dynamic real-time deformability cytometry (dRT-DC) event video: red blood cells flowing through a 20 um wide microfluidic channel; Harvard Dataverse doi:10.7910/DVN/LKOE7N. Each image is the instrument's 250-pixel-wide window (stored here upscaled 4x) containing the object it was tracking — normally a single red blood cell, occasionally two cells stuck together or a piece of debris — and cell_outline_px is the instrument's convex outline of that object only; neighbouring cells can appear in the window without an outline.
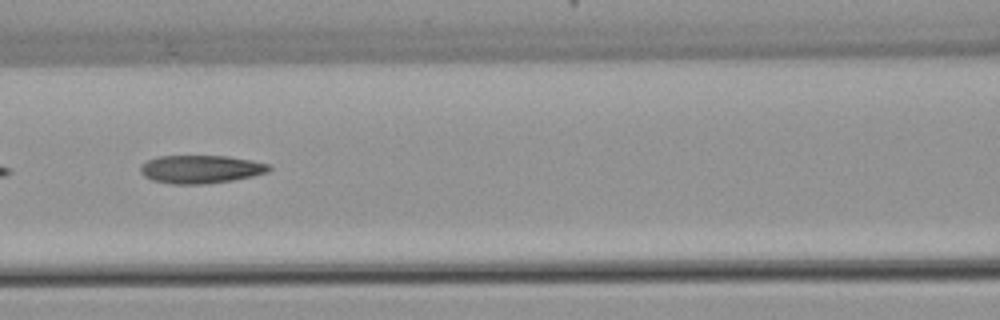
{"species": "common noctule bat (a hibernating species)", "species_latin": "Nyctalus noctula", "temperature_condition": "warm", "stored_images_in_passage": 7, "camera_frame_rate_fps": 3000, "um_per_image_px": 0.085, "animal": {"sex": "female", "body_mass_g": 22.7, "forearm_length_mm": 54.2}, "frame": {"image": 1, "passage_image": 5, "time_ms": 5.0, "image_size_px": [1000, 320], "cell_outline_px": [[272, 168], [268, 172], [252, 176], [232, 180], [204, 184], [172, 184], [152, 180], [144, 176], [140, 172], [140, 164], [156, 156], [228, 156], [252, 160], [272, 164]], "centroid_in_image_um": [17.07, 14.38], "position_along_channel_um": 149.5, "area_um2": 21.27}}
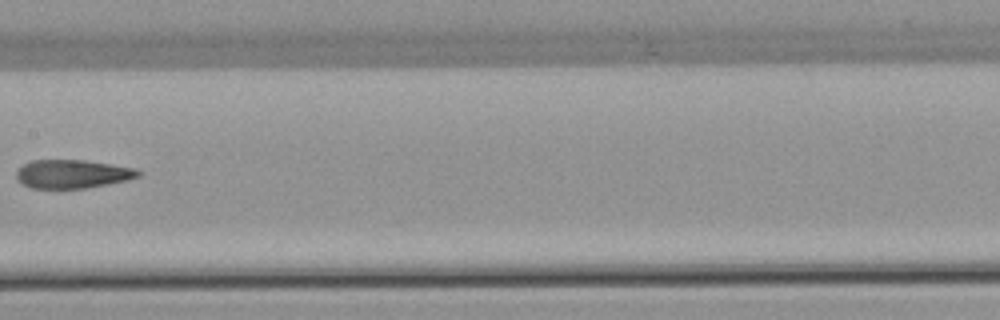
{"frame": {"image": 2, "passage_image": 6, "time_ms": 6.333, "image_size_px": [1000, 320], "cell_outline_px": [[140, 176], [128, 180], [108, 184], [84, 188], [28, 188], [20, 184], [16, 180], [16, 172], [24, 164], [32, 160], [84, 160], [136, 168], [140, 172]], "centroid_in_image_um": [6.13, 14.79], "position_along_channel_um": 201.3, "area_um2": 20.35}}
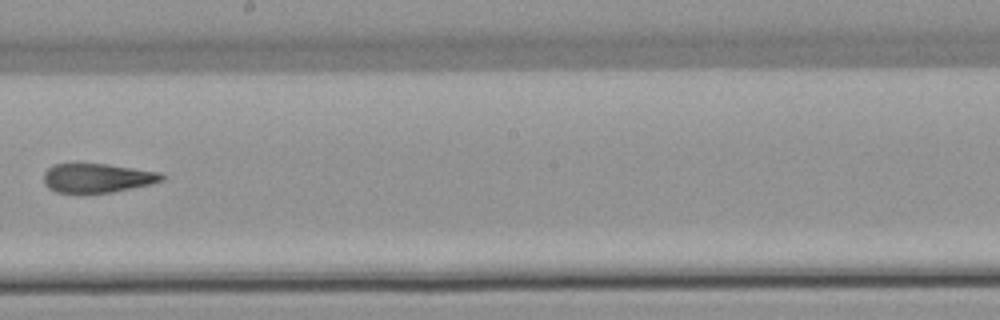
{"frame": {"image": 3, "passage_image": 7, "time_ms": 7.333, "image_size_px": [1000, 320], "cell_outline_px": [[164, 180], [152, 184], [112, 192], [80, 196], [56, 192], [48, 188], [44, 184], [44, 172], [52, 164], [72, 160], [76, 160], [108, 164], [160, 172], [164, 176]], "centroid_in_image_um": [8.16, 15.12], "position_along_channel_um": 240.0, "area_um2": 21.62}}